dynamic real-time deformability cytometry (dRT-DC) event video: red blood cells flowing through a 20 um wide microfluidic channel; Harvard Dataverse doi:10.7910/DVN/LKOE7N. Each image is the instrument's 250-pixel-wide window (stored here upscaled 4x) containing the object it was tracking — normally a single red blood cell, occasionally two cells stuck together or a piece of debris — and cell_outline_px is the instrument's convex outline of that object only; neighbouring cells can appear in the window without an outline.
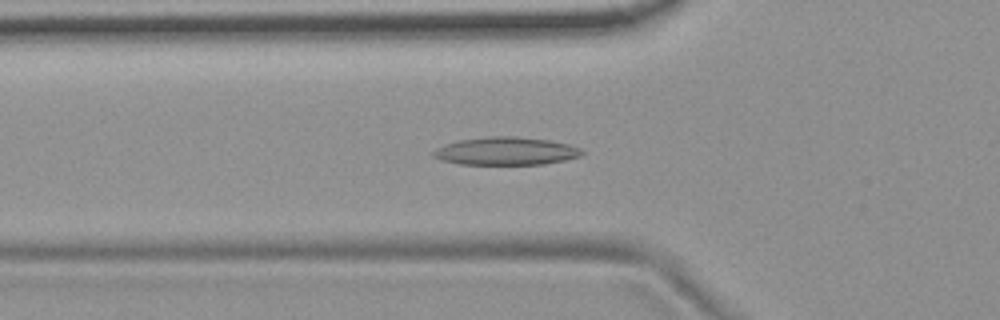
{"species": "common noctule bat (a hibernating species)", "species_latin": "Nyctalus noctula", "temperature_condition": "room temperature", "stored_images_in_passage": 43, "camera_frame_rate_fps": 3000, "um_per_image_px": 0.085, "animal": {"sex": "female", "body_mass_g": 19.9}, "frame": {"image": 1, "passage_image": 6, "time_ms": 1.667, "image_size_px": [1000, 320], "cell_outline_px": [[584, 152], [580, 156], [564, 160], [544, 164], [460, 164], [440, 160], [432, 156], [432, 152], [436, 148], [444, 144], [460, 140], [488, 136], [516, 136], [548, 140], [568, 144], [580, 148]], "centroid_in_image_um": [42.97, 12.84], "position_along_channel_um": 82.8, "area_um2": 24.16}}
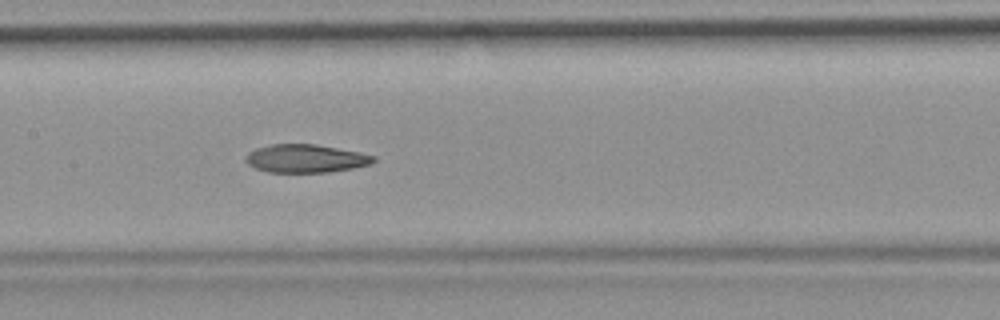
{"frame": {"image": 2, "passage_image": 14, "time_ms": 4.333, "image_size_px": [1000, 320], "cell_outline_px": [[376, 160], [372, 164], [352, 168], [328, 172], [268, 172], [256, 168], [248, 164], [244, 160], [248, 152], [256, 148], [272, 144], [316, 144], [360, 152], [376, 156]], "centroid_in_image_um": [26.0, 13.47], "position_along_channel_um": 181.4, "area_um2": 21.04}}
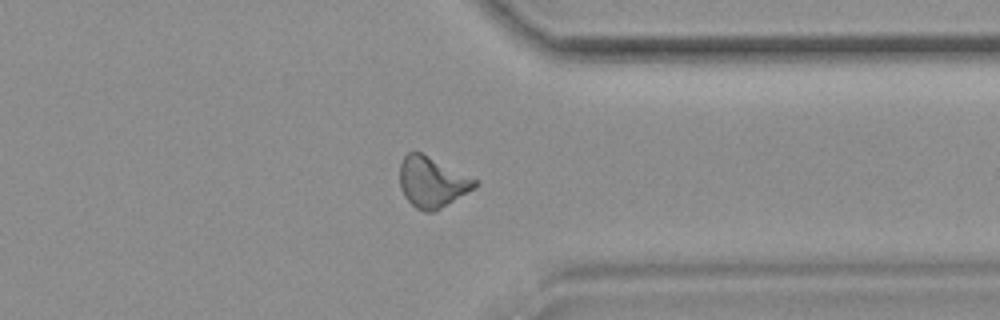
{"frame": {"image": 3, "passage_image": 30, "time_ms": 9.667, "image_size_px": [1000, 320], "cell_outline_px": [[480, 184], [476, 188], [440, 208], [432, 212], [424, 212], [416, 208], [404, 196], [400, 188], [400, 164], [404, 156], [408, 152], [420, 152], [476, 180]], "centroid_in_image_um": [36.7, 15.49], "position_along_channel_um": 374.7, "area_um2": 21.79}}